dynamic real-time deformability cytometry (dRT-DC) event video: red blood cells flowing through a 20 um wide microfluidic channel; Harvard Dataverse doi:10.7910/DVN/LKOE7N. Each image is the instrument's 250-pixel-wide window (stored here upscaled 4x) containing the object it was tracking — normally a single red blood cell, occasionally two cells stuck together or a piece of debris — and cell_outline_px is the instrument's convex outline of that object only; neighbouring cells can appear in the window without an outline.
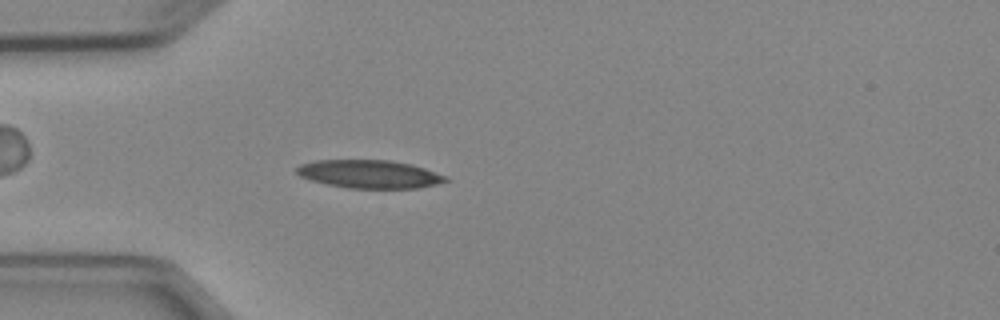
{"species": "Egyptian fruit bat (a non-hibernating species)", "species_latin": "Rousettus aegyptiacus", "temperature_condition": "cold", "stored_images_in_passage": 3, "camera_frame_rate_fps": 3000, "um_per_image_px": 0.085, "animal": {"sex": "female"}, "frame": {"image": 1, "passage_image": 3, "time_ms": 2.333, "image_size_px": [1000, 320], "cell_outline_px": [[452, 180], [436, 184], [416, 188], [348, 188], [328, 184], [312, 180], [300, 176], [296, 172], [296, 168], [300, 164], [316, 160], [388, 160], [412, 164], [448, 176]], "centroid_in_image_um": [31.44, 14.79], "position_along_channel_um": 53.6, "area_um2": 24.45}}